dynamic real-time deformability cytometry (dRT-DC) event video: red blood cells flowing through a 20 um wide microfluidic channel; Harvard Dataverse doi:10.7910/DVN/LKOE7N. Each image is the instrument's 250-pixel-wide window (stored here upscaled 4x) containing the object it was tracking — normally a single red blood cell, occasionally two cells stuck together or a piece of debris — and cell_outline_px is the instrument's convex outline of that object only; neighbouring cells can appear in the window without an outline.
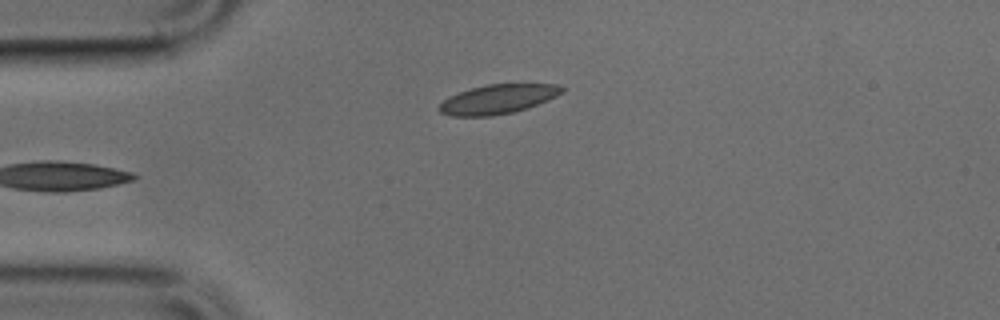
{"species": "common noctule bat (a hibernating species)", "species_latin": "Nyctalus noctula", "temperature_condition": "cold", "stored_images_in_passage": 29, "camera_frame_rate_fps": 3000, "um_per_image_px": 0.085, "animal": {"sex": "male", "body_mass_g": 17.9, "forearm_length_mm": 54.2}, "frame": {"image": 1, "passage_image": 1, "time_ms": 0.0, "image_size_px": [1000, 320], "cell_outline_px": [[568, 88], [564, 92], [548, 100], [528, 108], [512, 112], [492, 116], [452, 116], [440, 112], [436, 108], [448, 96], [472, 88], [488, 84], [556, 84]], "centroid_in_image_um": [42.34, 8.43], "position_along_channel_um": 42.7, "area_um2": 21.04}}
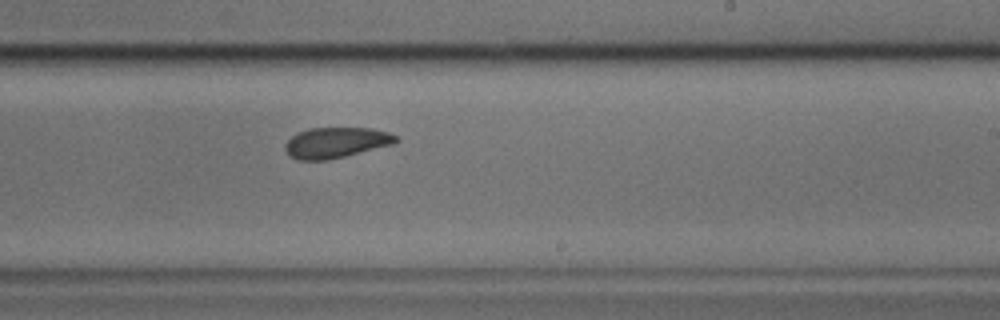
{"frame": {"image": 2, "passage_image": 19, "time_ms": 6.0, "image_size_px": [1000, 320], "cell_outline_px": [[400, 140], [392, 144], [328, 160], [296, 160], [288, 156], [284, 148], [284, 144], [292, 136], [308, 128], [372, 128], [388, 132], [396, 136]], "centroid_in_image_um": [28.52, 12.12], "position_along_channel_um": 260.5, "area_um2": 19.71}}
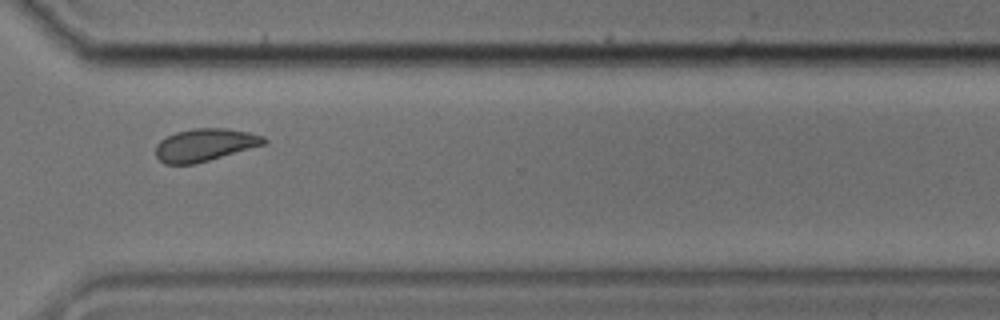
{"frame": {"image": 3, "passage_image": 26, "time_ms": 8.333, "image_size_px": [1000, 320], "cell_outline_px": [[268, 140], [264, 144], [208, 160], [192, 164], [164, 164], [156, 156], [156, 144], [160, 140], [176, 132], [196, 128], [224, 128], [248, 132], [264, 136]], "centroid_in_image_um": [17.39, 12.31], "position_along_channel_um": 353.2, "area_um2": 20.23}}